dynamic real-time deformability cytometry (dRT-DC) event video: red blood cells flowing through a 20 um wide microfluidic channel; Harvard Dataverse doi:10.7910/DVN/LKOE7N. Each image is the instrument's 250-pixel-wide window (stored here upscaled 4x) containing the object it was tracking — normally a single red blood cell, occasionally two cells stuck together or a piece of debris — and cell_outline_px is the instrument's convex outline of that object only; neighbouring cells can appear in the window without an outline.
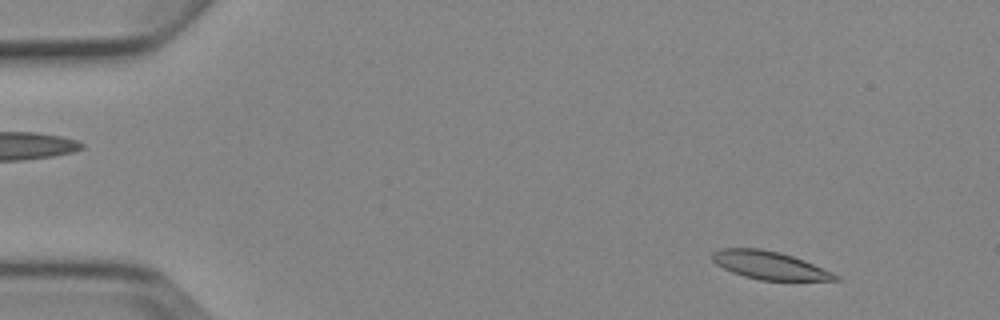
{"species": "Egyptian fruit bat (a non-hibernating species)", "species_latin": "Rousettus aegyptiacus", "temperature_condition": "cold", "stored_images_in_passage": 4, "camera_frame_rate_fps": 3000, "um_per_image_px": 0.085, "animal": {"sex": "female"}, "frame": {"image": 1, "passage_image": 1, "time_ms": 0.0, "image_size_px": [1000, 320], "cell_outline_px": [[840, 280], [760, 280], [744, 276], [732, 272], [716, 264], [712, 260], [712, 252], [720, 248], [760, 248], [780, 252], [804, 260], [832, 272], [840, 276]], "centroid_in_image_um": [65.39, 22.54], "position_along_channel_um": 19.6, "area_um2": 20.0}}